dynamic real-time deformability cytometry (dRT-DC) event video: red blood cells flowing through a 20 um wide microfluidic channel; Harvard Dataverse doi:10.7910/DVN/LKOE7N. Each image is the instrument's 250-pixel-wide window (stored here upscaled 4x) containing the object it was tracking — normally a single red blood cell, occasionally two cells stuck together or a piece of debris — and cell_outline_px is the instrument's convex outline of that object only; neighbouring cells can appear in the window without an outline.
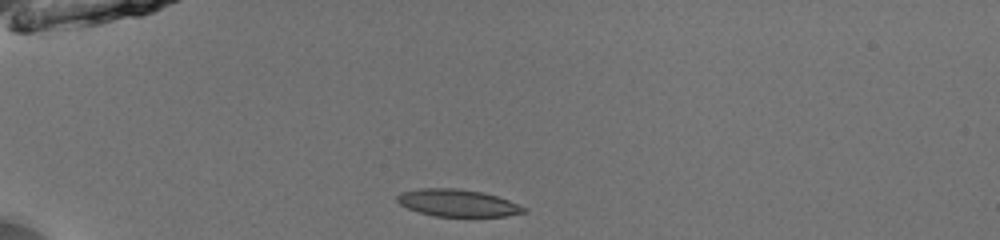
{"species": "common noctule bat (a hibernating species)", "species_latin": "Nyctalus noctula", "temperature_condition": "room temperature", "stored_images_in_passage": 38, "camera_frame_rate_fps": 3000, "um_per_image_px": 0.085, "animal": {"sex": "male", "body_mass_g": 13.0, "forearm_length_mm": 53.1}, "frame": {"image": 1, "passage_image": 1, "time_ms": 0.0, "image_size_px": [1000, 240], "cell_outline_px": [[528, 212], [504, 216], [436, 216], [420, 212], [408, 208], [400, 204], [396, 200], [396, 196], [400, 192], [420, 188], [456, 188], [480, 192], [496, 196], [508, 200], [528, 208]], "centroid_in_image_um": [38.89, 17.25], "position_along_channel_um": 46.1, "area_um2": 19.94}}
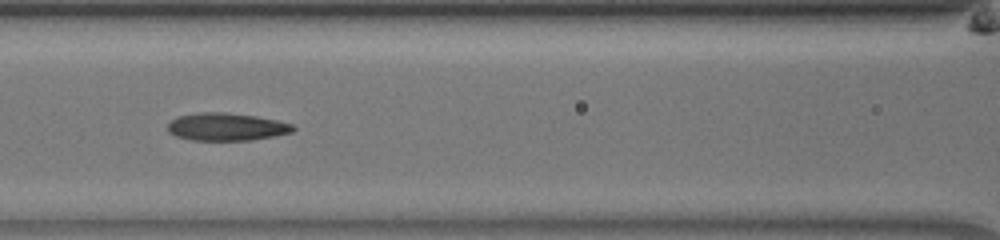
{"frame": {"image": 2, "passage_image": 11, "time_ms": 3.333, "image_size_px": [1000, 240], "cell_outline_px": [[296, 128], [292, 132], [276, 136], [252, 140], [192, 140], [176, 136], [168, 132], [168, 124], [176, 116], [200, 112], [224, 112], [256, 116], [276, 120], [292, 124]], "centroid_in_image_um": [19.25, 10.78], "position_along_channel_um": 147.4, "area_um2": 20.29}}
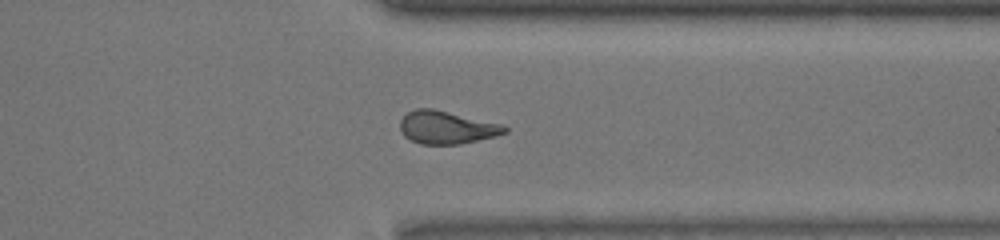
{"frame": {"image": 3, "passage_image": 28, "time_ms": 9.0, "image_size_px": [1000, 240], "cell_outline_px": [[508, 132], [496, 136], [460, 144], [420, 144], [404, 136], [400, 132], [400, 120], [408, 112], [416, 108], [432, 108], [504, 124], [508, 128]], "centroid_in_image_um": [37.98, 10.83], "position_along_channel_um": 373.4, "area_um2": 20.17}, "authors_computed_cell_mechanics": {"area_um2": 20.0566, "velocity_mm_per_s": 3.9962, "shape_relaxation_time_tau1_ms": null, "shape_relaxation_time_tau2_ms": 2.2782, "deformation_change_tau1": null, "deformation_change_tau2": 0.093}}